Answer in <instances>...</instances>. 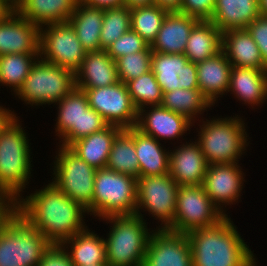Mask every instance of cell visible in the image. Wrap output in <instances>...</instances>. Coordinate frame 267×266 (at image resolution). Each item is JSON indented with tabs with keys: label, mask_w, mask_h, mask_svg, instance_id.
Masks as SVG:
<instances>
[{
	"label": "cell",
	"mask_w": 267,
	"mask_h": 266,
	"mask_svg": "<svg viewBox=\"0 0 267 266\" xmlns=\"http://www.w3.org/2000/svg\"><path fill=\"white\" fill-rule=\"evenodd\" d=\"M168 11L153 4L131 9V29L150 46L155 41Z\"/></svg>",
	"instance_id": "cell-36"
},
{
	"label": "cell",
	"mask_w": 267,
	"mask_h": 266,
	"mask_svg": "<svg viewBox=\"0 0 267 266\" xmlns=\"http://www.w3.org/2000/svg\"><path fill=\"white\" fill-rule=\"evenodd\" d=\"M12 10L4 3L3 0H0V20L4 19Z\"/></svg>",
	"instance_id": "cell-50"
},
{
	"label": "cell",
	"mask_w": 267,
	"mask_h": 266,
	"mask_svg": "<svg viewBox=\"0 0 267 266\" xmlns=\"http://www.w3.org/2000/svg\"><path fill=\"white\" fill-rule=\"evenodd\" d=\"M13 203L4 195L0 194V224L3 219L12 211Z\"/></svg>",
	"instance_id": "cell-46"
},
{
	"label": "cell",
	"mask_w": 267,
	"mask_h": 266,
	"mask_svg": "<svg viewBox=\"0 0 267 266\" xmlns=\"http://www.w3.org/2000/svg\"><path fill=\"white\" fill-rule=\"evenodd\" d=\"M39 43L40 58L74 73L87 53L69 22L41 26Z\"/></svg>",
	"instance_id": "cell-13"
},
{
	"label": "cell",
	"mask_w": 267,
	"mask_h": 266,
	"mask_svg": "<svg viewBox=\"0 0 267 266\" xmlns=\"http://www.w3.org/2000/svg\"><path fill=\"white\" fill-rule=\"evenodd\" d=\"M189 141L170 148L169 175L179 186L203 185L209 164L198 142Z\"/></svg>",
	"instance_id": "cell-20"
},
{
	"label": "cell",
	"mask_w": 267,
	"mask_h": 266,
	"mask_svg": "<svg viewBox=\"0 0 267 266\" xmlns=\"http://www.w3.org/2000/svg\"><path fill=\"white\" fill-rule=\"evenodd\" d=\"M40 27L16 11L0 20V55L39 54Z\"/></svg>",
	"instance_id": "cell-19"
},
{
	"label": "cell",
	"mask_w": 267,
	"mask_h": 266,
	"mask_svg": "<svg viewBox=\"0 0 267 266\" xmlns=\"http://www.w3.org/2000/svg\"><path fill=\"white\" fill-rule=\"evenodd\" d=\"M55 132L59 145L69 147L74 141L105 129L109 124L88 104L85 92L75 87L58 103ZM59 138V139H58Z\"/></svg>",
	"instance_id": "cell-9"
},
{
	"label": "cell",
	"mask_w": 267,
	"mask_h": 266,
	"mask_svg": "<svg viewBox=\"0 0 267 266\" xmlns=\"http://www.w3.org/2000/svg\"><path fill=\"white\" fill-rule=\"evenodd\" d=\"M259 16L258 0H215L210 21L223 33L246 29Z\"/></svg>",
	"instance_id": "cell-26"
},
{
	"label": "cell",
	"mask_w": 267,
	"mask_h": 266,
	"mask_svg": "<svg viewBox=\"0 0 267 266\" xmlns=\"http://www.w3.org/2000/svg\"><path fill=\"white\" fill-rule=\"evenodd\" d=\"M16 114L17 113H15L14 110L12 111L9 108H5L3 107V105L0 104V128L11 116H18Z\"/></svg>",
	"instance_id": "cell-48"
},
{
	"label": "cell",
	"mask_w": 267,
	"mask_h": 266,
	"mask_svg": "<svg viewBox=\"0 0 267 266\" xmlns=\"http://www.w3.org/2000/svg\"><path fill=\"white\" fill-rule=\"evenodd\" d=\"M222 51V32L211 21H198L192 28L184 55L198 63Z\"/></svg>",
	"instance_id": "cell-32"
},
{
	"label": "cell",
	"mask_w": 267,
	"mask_h": 266,
	"mask_svg": "<svg viewBox=\"0 0 267 266\" xmlns=\"http://www.w3.org/2000/svg\"><path fill=\"white\" fill-rule=\"evenodd\" d=\"M155 4L168 12H179L182 0H154Z\"/></svg>",
	"instance_id": "cell-45"
},
{
	"label": "cell",
	"mask_w": 267,
	"mask_h": 266,
	"mask_svg": "<svg viewBox=\"0 0 267 266\" xmlns=\"http://www.w3.org/2000/svg\"><path fill=\"white\" fill-rule=\"evenodd\" d=\"M199 20L180 12H168L155 41L152 52L165 54H183L193 26Z\"/></svg>",
	"instance_id": "cell-24"
},
{
	"label": "cell",
	"mask_w": 267,
	"mask_h": 266,
	"mask_svg": "<svg viewBox=\"0 0 267 266\" xmlns=\"http://www.w3.org/2000/svg\"><path fill=\"white\" fill-rule=\"evenodd\" d=\"M215 0H182L180 13L194 17L199 21H210Z\"/></svg>",
	"instance_id": "cell-41"
},
{
	"label": "cell",
	"mask_w": 267,
	"mask_h": 266,
	"mask_svg": "<svg viewBox=\"0 0 267 266\" xmlns=\"http://www.w3.org/2000/svg\"><path fill=\"white\" fill-rule=\"evenodd\" d=\"M97 234L87 227L62 243L74 266L107 264L105 240Z\"/></svg>",
	"instance_id": "cell-30"
},
{
	"label": "cell",
	"mask_w": 267,
	"mask_h": 266,
	"mask_svg": "<svg viewBox=\"0 0 267 266\" xmlns=\"http://www.w3.org/2000/svg\"><path fill=\"white\" fill-rule=\"evenodd\" d=\"M110 224L105 240L109 266H141L152 228L137 214L111 215L100 219ZM152 229V230H150Z\"/></svg>",
	"instance_id": "cell-5"
},
{
	"label": "cell",
	"mask_w": 267,
	"mask_h": 266,
	"mask_svg": "<svg viewBox=\"0 0 267 266\" xmlns=\"http://www.w3.org/2000/svg\"><path fill=\"white\" fill-rule=\"evenodd\" d=\"M80 0H26L16 11L21 17L41 27L68 22Z\"/></svg>",
	"instance_id": "cell-29"
},
{
	"label": "cell",
	"mask_w": 267,
	"mask_h": 266,
	"mask_svg": "<svg viewBox=\"0 0 267 266\" xmlns=\"http://www.w3.org/2000/svg\"><path fill=\"white\" fill-rule=\"evenodd\" d=\"M85 5L98 8H111L123 6L124 0H80Z\"/></svg>",
	"instance_id": "cell-44"
},
{
	"label": "cell",
	"mask_w": 267,
	"mask_h": 266,
	"mask_svg": "<svg viewBox=\"0 0 267 266\" xmlns=\"http://www.w3.org/2000/svg\"><path fill=\"white\" fill-rule=\"evenodd\" d=\"M242 118L240 115L224 118L221 115L210 120L202 117L196 122L199 123V129H195L198 138L193 140L200 145L208 164L239 163L242 155L246 154L250 137L245 118Z\"/></svg>",
	"instance_id": "cell-4"
},
{
	"label": "cell",
	"mask_w": 267,
	"mask_h": 266,
	"mask_svg": "<svg viewBox=\"0 0 267 266\" xmlns=\"http://www.w3.org/2000/svg\"><path fill=\"white\" fill-rule=\"evenodd\" d=\"M51 243L14 209L0 224V266H38Z\"/></svg>",
	"instance_id": "cell-6"
},
{
	"label": "cell",
	"mask_w": 267,
	"mask_h": 266,
	"mask_svg": "<svg viewBox=\"0 0 267 266\" xmlns=\"http://www.w3.org/2000/svg\"><path fill=\"white\" fill-rule=\"evenodd\" d=\"M90 266H109L108 264H94V265H90Z\"/></svg>",
	"instance_id": "cell-52"
},
{
	"label": "cell",
	"mask_w": 267,
	"mask_h": 266,
	"mask_svg": "<svg viewBox=\"0 0 267 266\" xmlns=\"http://www.w3.org/2000/svg\"><path fill=\"white\" fill-rule=\"evenodd\" d=\"M178 189L179 185L169 174L139 177L135 214L145 220L148 212L160 224L156 229H167L174 220Z\"/></svg>",
	"instance_id": "cell-11"
},
{
	"label": "cell",
	"mask_w": 267,
	"mask_h": 266,
	"mask_svg": "<svg viewBox=\"0 0 267 266\" xmlns=\"http://www.w3.org/2000/svg\"><path fill=\"white\" fill-rule=\"evenodd\" d=\"M141 266H192L187 234L154 228Z\"/></svg>",
	"instance_id": "cell-16"
},
{
	"label": "cell",
	"mask_w": 267,
	"mask_h": 266,
	"mask_svg": "<svg viewBox=\"0 0 267 266\" xmlns=\"http://www.w3.org/2000/svg\"><path fill=\"white\" fill-rule=\"evenodd\" d=\"M126 86L138 110L148 106L161 105L163 92L152 71L128 81Z\"/></svg>",
	"instance_id": "cell-38"
},
{
	"label": "cell",
	"mask_w": 267,
	"mask_h": 266,
	"mask_svg": "<svg viewBox=\"0 0 267 266\" xmlns=\"http://www.w3.org/2000/svg\"><path fill=\"white\" fill-rule=\"evenodd\" d=\"M244 176L246 175L239 163L209 164L207 167L202 186L225 216H228L227 205L231 206L241 200L246 182Z\"/></svg>",
	"instance_id": "cell-15"
},
{
	"label": "cell",
	"mask_w": 267,
	"mask_h": 266,
	"mask_svg": "<svg viewBox=\"0 0 267 266\" xmlns=\"http://www.w3.org/2000/svg\"><path fill=\"white\" fill-rule=\"evenodd\" d=\"M136 203V178L107 167L97 169L92 203L86 208L88 216L100 220L111 215L135 214Z\"/></svg>",
	"instance_id": "cell-7"
},
{
	"label": "cell",
	"mask_w": 267,
	"mask_h": 266,
	"mask_svg": "<svg viewBox=\"0 0 267 266\" xmlns=\"http://www.w3.org/2000/svg\"><path fill=\"white\" fill-rule=\"evenodd\" d=\"M225 217L202 185L179 186L174 220L166 230L187 234L194 229L214 226Z\"/></svg>",
	"instance_id": "cell-12"
},
{
	"label": "cell",
	"mask_w": 267,
	"mask_h": 266,
	"mask_svg": "<svg viewBox=\"0 0 267 266\" xmlns=\"http://www.w3.org/2000/svg\"><path fill=\"white\" fill-rule=\"evenodd\" d=\"M222 51L232 66L267 70L259 48L247 29L224 31Z\"/></svg>",
	"instance_id": "cell-25"
},
{
	"label": "cell",
	"mask_w": 267,
	"mask_h": 266,
	"mask_svg": "<svg viewBox=\"0 0 267 266\" xmlns=\"http://www.w3.org/2000/svg\"><path fill=\"white\" fill-rule=\"evenodd\" d=\"M196 65L199 89L214 106L228 93L232 65L223 51Z\"/></svg>",
	"instance_id": "cell-21"
},
{
	"label": "cell",
	"mask_w": 267,
	"mask_h": 266,
	"mask_svg": "<svg viewBox=\"0 0 267 266\" xmlns=\"http://www.w3.org/2000/svg\"><path fill=\"white\" fill-rule=\"evenodd\" d=\"M122 128L108 125L105 129L74 141L69 148L95 169L106 167L112 143Z\"/></svg>",
	"instance_id": "cell-28"
},
{
	"label": "cell",
	"mask_w": 267,
	"mask_h": 266,
	"mask_svg": "<svg viewBox=\"0 0 267 266\" xmlns=\"http://www.w3.org/2000/svg\"><path fill=\"white\" fill-rule=\"evenodd\" d=\"M106 167L139 178V162L134 143V127L122 129L115 137Z\"/></svg>",
	"instance_id": "cell-33"
},
{
	"label": "cell",
	"mask_w": 267,
	"mask_h": 266,
	"mask_svg": "<svg viewBox=\"0 0 267 266\" xmlns=\"http://www.w3.org/2000/svg\"><path fill=\"white\" fill-rule=\"evenodd\" d=\"M134 143L139 162V177L169 174L170 151L154 137L134 127Z\"/></svg>",
	"instance_id": "cell-27"
},
{
	"label": "cell",
	"mask_w": 267,
	"mask_h": 266,
	"mask_svg": "<svg viewBox=\"0 0 267 266\" xmlns=\"http://www.w3.org/2000/svg\"><path fill=\"white\" fill-rule=\"evenodd\" d=\"M76 87L92 89L105 87L119 82L115 61L106 50L86 53L80 68L75 72Z\"/></svg>",
	"instance_id": "cell-23"
},
{
	"label": "cell",
	"mask_w": 267,
	"mask_h": 266,
	"mask_svg": "<svg viewBox=\"0 0 267 266\" xmlns=\"http://www.w3.org/2000/svg\"><path fill=\"white\" fill-rule=\"evenodd\" d=\"M161 105L175 113L184 115L193 123L199 121L200 116L202 117L205 111L208 112L214 107L200 89H175L165 92Z\"/></svg>",
	"instance_id": "cell-34"
},
{
	"label": "cell",
	"mask_w": 267,
	"mask_h": 266,
	"mask_svg": "<svg viewBox=\"0 0 267 266\" xmlns=\"http://www.w3.org/2000/svg\"><path fill=\"white\" fill-rule=\"evenodd\" d=\"M155 4L154 0H124L123 6H126L129 9L145 7Z\"/></svg>",
	"instance_id": "cell-47"
},
{
	"label": "cell",
	"mask_w": 267,
	"mask_h": 266,
	"mask_svg": "<svg viewBox=\"0 0 267 266\" xmlns=\"http://www.w3.org/2000/svg\"><path fill=\"white\" fill-rule=\"evenodd\" d=\"M19 119L11 116L0 128V194L13 204L26 192L34 166L28 133Z\"/></svg>",
	"instance_id": "cell-3"
},
{
	"label": "cell",
	"mask_w": 267,
	"mask_h": 266,
	"mask_svg": "<svg viewBox=\"0 0 267 266\" xmlns=\"http://www.w3.org/2000/svg\"><path fill=\"white\" fill-rule=\"evenodd\" d=\"M151 71L163 93L175 89H199L197 65L184 54L152 52Z\"/></svg>",
	"instance_id": "cell-17"
},
{
	"label": "cell",
	"mask_w": 267,
	"mask_h": 266,
	"mask_svg": "<svg viewBox=\"0 0 267 266\" xmlns=\"http://www.w3.org/2000/svg\"><path fill=\"white\" fill-rule=\"evenodd\" d=\"M147 109V110H146ZM149 109V110H148ZM194 123L184 115L166 109L162 105L148 106L138 110L136 128L142 133L154 137L156 140H179ZM168 140V141H167Z\"/></svg>",
	"instance_id": "cell-18"
},
{
	"label": "cell",
	"mask_w": 267,
	"mask_h": 266,
	"mask_svg": "<svg viewBox=\"0 0 267 266\" xmlns=\"http://www.w3.org/2000/svg\"><path fill=\"white\" fill-rule=\"evenodd\" d=\"M3 1L12 11H17L26 0H3Z\"/></svg>",
	"instance_id": "cell-49"
},
{
	"label": "cell",
	"mask_w": 267,
	"mask_h": 266,
	"mask_svg": "<svg viewBox=\"0 0 267 266\" xmlns=\"http://www.w3.org/2000/svg\"><path fill=\"white\" fill-rule=\"evenodd\" d=\"M39 54H4L0 55V86L10 88L15 95L23 86L32 65Z\"/></svg>",
	"instance_id": "cell-35"
},
{
	"label": "cell",
	"mask_w": 267,
	"mask_h": 266,
	"mask_svg": "<svg viewBox=\"0 0 267 266\" xmlns=\"http://www.w3.org/2000/svg\"><path fill=\"white\" fill-rule=\"evenodd\" d=\"M88 98L89 106L99 113L109 125L122 129L135 127L138 109L135 107L127 86L123 82L92 89H81Z\"/></svg>",
	"instance_id": "cell-14"
},
{
	"label": "cell",
	"mask_w": 267,
	"mask_h": 266,
	"mask_svg": "<svg viewBox=\"0 0 267 266\" xmlns=\"http://www.w3.org/2000/svg\"><path fill=\"white\" fill-rule=\"evenodd\" d=\"M13 209L51 244H62L88 226L87 209L64 194L52 182L20 198Z\"/></svg>",
	"instance_id": "cell-1"
},
{
	"label": "cell",
	"mask_w": 267,
	"mask_h": 266,
	"mask_svg": "<svg viewBox=\"0 0 267 266\" xmlns=\"http://www.w3.org/2000/svg\"><path fill=\"white\" fill-rule=\"evenodd\" d=\"M152 50L129 53L115 60L118 80L127 83L151 71Z\"/></svg>",
	"instance_id": "cell-39"
},
{
	"label": "cell",
	"mask_w": 267,
	"mask_h": 266,
	"mask_svg": "<svg viewBox=\"0 0 267 266\" xmlns=\"http://www.w3.org/2000/svg\"><path fill=\"white\" fill-rule=\"evenodd\" d=\"M103 12L104 8L91 7L79 1L68 20L87 52L101 50Z\"/></svg>",
	"instance_id": "cell-31"
},
{
	"label": "cell",
	"mask_w": 267,
	"mask_h": 266,
	"mask_svg": "<svg viewBox=\"0 0 267 266\" xmlns=\"http://www.w3.org/2000/svg\"><path fill=\"white\" fill-rule=\"evenodd\" d=\"M246 29L257 44L264 65L267 68V17L259 16Z\"/></svg>",
	"instance_id": "cell-42"
},
{
	"label": "cell",
	"mask_w": 267,
	"mask_h": 266,
	"mask_svg": "<svg viewBox=\"0 0 267 266\" xmlns=\"http://www.w3.org/2000/svg\"><path fill=\"white\" fill-rule=\"evenodd\" d=\"M256 261H257L256 256H254V266H258Z\"/></svg>",
	"instance_id": "cell-53"
},
{
	"label": "cell",
	"mask_w": 267,
	"mask_h": 266,
	"mask_svg": "<svg viewBox=\"0 0 267 266\" xmlns=\"http://www.w3.org/2000/svg\"><path fill=\"white\" fill-rule=\"evenodd\" d=\"M38 266H74L62 244H51L43 253Z\"/></svg>",
	"instance_id": "cell-43"
},
{
	"label": "cell",
	"mask_w": 267,
	"mask_h": 266,
	"mask_svg": "<svg viewBox=\"0 0 267 266\" xmlns=\"http://www.w3.org/2000/svg\"><path fill=\"white\" fill-rule=\"evenodd\" d=\"M53 160L52 180L64 194L87 208L92 203L97 169L89 166L69 147L58 145Z\"/></svg>",
	"instance_id": "cell-10"
},
{
	"label": "cell",
	"mask_w": 267,
	"mask_h": 266,
	"mask_svg": "<svg viewBox=\"0 0 267 266\" xmlns=\"http://www.w3.org/2000/svg\"><path fill=\"white\" fill-rule=\"evenodd\" d=\"M143 50H151V47L132 29L124 33L106 49L108 55L114 61L120 57L128 55L129 53H137Z\"/></svg>",
	"instance_id": "cell-40"
},
{
	"label": "cell",
	"mask_w": 267,
	"mask_h": 266,
	"mask_svg": "<svg viewBox=\"0 0 267 266\" xmlns=\"http://www.w3.org/2000/svg\"><path fill=\"white\" fill-rule=\"evenodd\" d=\"M76 87L75 73L38 58L23 86L15 96L24 105L42 106L58 103Z\"/></svg>",
	"instance_id": "cell-8"
},
{
	"label": "cell",
	"mask_w": 267,
	"mask_h": 266,
	"mask_svg": "<svg viewBox=\"0 0 267 266\" xmlns=\"http://www.w3.org/2000/svg\"><path fill=\"white\" fill-rule=\"evenodd\" d=\"M192 266H254L251 248L230 215L218 224L187 233Z\"/></svg>",
	"instance_id": "cell-2"
},
{
	"label": "cell",
	"mask_w": 267,
	"mask_h": 266,
	"mask_svg": "<svg viewBox=\"0 0 267 266\" xmlns=\"http://www.w3.org/2000/svg\"><path fill=\"white\" fill-rule=\"evenodd\" d=\"M228 92L252 110L262 107L267 101V70L232 66Z\"/></svg>",
	"instance_id": "cell-22"
},
{
	"label": "cell",
	"mask_w": 267,
	"mask_h": 266,
	"mask_svg": "<svg viewBox=\"0 0 267 266\" xmlns=\"http://www.w3.org/2000/svg\"><path fill=\"white\" fill-rule=\"evenodd\" d=\"M131 29V9L126 6L104 8L100 33L101 49L106 50L114 41Z\"/></svg>",
	"instance_id": "cell-37"
},
{
	"label": "cell",
	"mask_w": 267,
	"mask_h": 266,
	"mask_svg": "<svg viewBox=\"0 0 267 266\" xmlns=\"http://www.w3.org/2000/svg\"><path fill=\"white\" fill-rule=\"evenodd\" d=\"M260 16L267 17V0H258Z\"/></svg>",
	"instance_id": "cell-51"
}]
</instances>
